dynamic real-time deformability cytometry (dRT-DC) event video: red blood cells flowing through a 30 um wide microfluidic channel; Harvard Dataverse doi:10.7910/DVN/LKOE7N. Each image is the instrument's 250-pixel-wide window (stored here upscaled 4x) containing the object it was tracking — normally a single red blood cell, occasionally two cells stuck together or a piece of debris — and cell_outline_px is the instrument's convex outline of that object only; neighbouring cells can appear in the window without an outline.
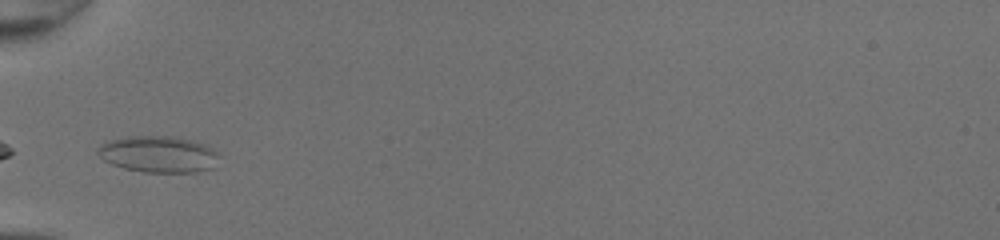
{"species": "common noctule bat (a hibernating species)", "species_latin": "Nyctalus noctula", "temperature_condition": "room temperature", "stored_images_in_passage": 26, "camera_frame_rate_fps": 3000, "um_per_image_px": 0.085, "animal": {"sex": "female", "body_mass_g": 20.0, "forearm_length_mm": 54.0}, "frame": {"image": 1, "passage_image": 1, "time_ms": 0.0, "image_size_px": [1000, 240], "cell_outline_px": [[220, 156], [212, 168], [196, 172], [144, 172], [124, 168], [112, 164], [104, 160], [96, 152], [104, 144], [112, 140], [128, 136], [176, 136], [192, 140], [204, 144], [220, 152]], "centroid_in_image_um": [13.53, 13.11], "position_along_channel_um": 71.5, "area_um2": 25.72}}
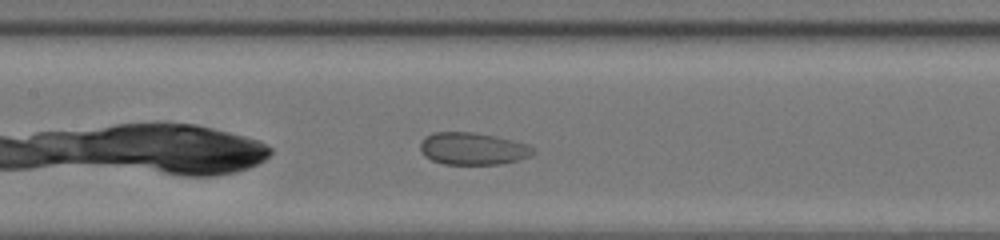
{"frame": {"image": 2, "passage_image": 8, "time_ms": 2.333, "image_size_px": [1000, 240], "cell_outline_px": [[536, 152], [532, 156], [500, 164], [444, 164], [432, 160], [424, 156], [420, 152], [420, 144], [424, 136], [432, 132], [472, 132], [496, 136], [528, 144]], "centroid_in_image_um": [40.16, 12.63], "position_along_channel_um": 167.2, "area_um2": 21.33}}
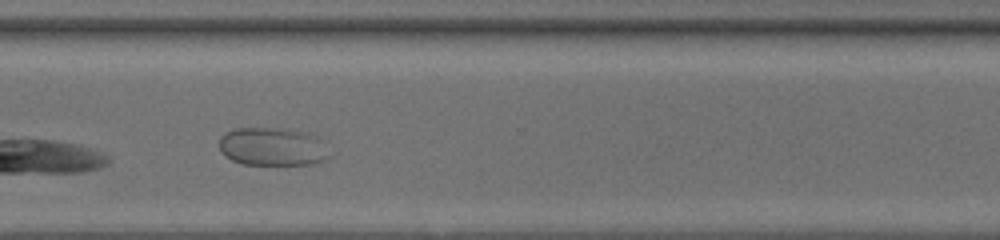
{"frame": {"image": 3, "passage_image": 21, "time_ms": 6.667, "image_size_px": [1000, 240], "cell_outline_px": [[328, 156], [324, 160], [312, 164], [244, 164], [232, 160], [224, 156], [220, 152], [220, 136], [236, 128], [284, 128], [304, 132], [316, 136], [320, 140]], "centroid_in_image_um": [23.1, 12.46], "position_along_channel_um": 347.5, "area_um2": 24.22}}